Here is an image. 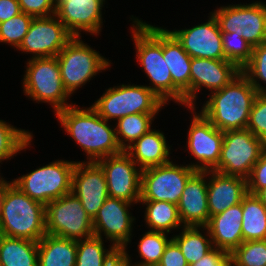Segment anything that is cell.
Returning a JSON list of instances; mask_svg holds the SVG:
<instances>
[{
  "label": "cell",
  "mask_w": 266,
  "mask_h": 266,
  "mask_svg": "<svg viewBox=\"0 0 266 266\" xmlns=\"http://www.w3.org/2000/svg\"><path fill=\"white\" fill-rule=\"evenodd\" d=\"M0 235L38 242L46 235L45 205L31 199L12 183L2 201Z\"/></svg>",
  "instance_id": "277c9868"
},
{
  "label": "cell",
  "mask_w": 266,
  "mask_h": 266,
  "mask_svg": "<svg viewBox=\"0 0 266 266\" xmlns=\"http://www.w3.org/2000/svg\"><path fill=\"white\" fill-rule=\"evenodd\" d=\"M163 57L172 77V101L190 107V66L192 58L182 44L163 28Z\"/></svg>",
  "instance_id": "44dd1931"
},
{
  "label": "cell",
  "mask_w": 266,
  "mask_h": 266,
  "mask_svg": "<svg viewBox=\"0 0 266 266\" xmlns=\"http://www.w3.org/2000/svg\"><path fill=\"white\" fill-rule=\"evenodd\" d=\"M192 113L187 133V148L191 158L197 160L188 164L196 171L213 170L220 160L224 132L217 129L195 107H188Z\"/></svg>",
  "instance_id": "4fadbf2b"
},
{
  "label": "cell",
  "mask_w": 266,
  "mask_h": 266,
  "mask_svg": "<svg viewBox=\"0 0 266 266\" xmlns=\"http://www.w3.org/2000/svg\"><path fill=\"white\" fill-rule=\"evenodd\" d=\"M21 12L33 17L55 15L56 0H18Z\"/></svg>",
  "instance_id": "60d3db41"
},
{
  "label": "cell",
  "mask_w": 266,
  "mask_h": 266,
  "mask_svg": "<svg viewBox=\"0 0 266 266\" xmlns=\"http://www.w3.org/2000/svg\"><path fill=\"white\" fill-rule=\"evenodd\" d=\"M246 128L258 137L266 147V94L256 96Z\"/></svg>",
  "instance_id": "f35d334b"
},
{
  "label": "cell",
  "mask_w": 266,
  "mask_h": 266,
  "mask_svg": "<svg viewBox=\"0 0 266 266\" xmlns=\"http://www.w3.org/2000/svg\"><path fill=\"white\" fill-rule=\"evenodd\" d=\"M208 211L211 216L217 215L242 202L248 193L247 179L225 175L220 172L207 171Z\"/></svg>",
  "instance_id": "603a6c76"
},
{
  "label": "cell",
  "mask_w": 266,
  "mask_h": 266,
  "mask_svg": "<svg viewBox=\"0 0 266 266\" xmlns=\"http://www.w3.org/2000/svg\"><path fill=\"white\" fill-rule=\"evenodd\" d=\"M77 240L46 234L38 241V266H75Z\"/></svg>",
  "instance_id": "484cf974"
},
{
  "label": "cell",
  "mask_w": 266,
  "mask_h": 266,
  "mask_svg": "<svg viewBox=\"0 0 266 266\" xmlns=\"http://www.w3.org/2000/svg\"><path fill=\"white\" fill-rule=\"evenodd\" d=\"M257 95V90L241 72L221 90L209 94L200 112L223 132L245 129Z\"/></svg>",
  "instance_id": "7a4b0ae2"
},
{
  "label": "cell",
  "mask_w": 266,
  "mask_h": 266,
  "mask_svg": "<svg viewBox=\"0 0 266 266\" xmlns=\"http://www.w3.org/2000/svg\"><path fill=\"white\" fill-rule=\"evenodd\" d=\"M167 233L148 230L138 243V253L141 261L134 263L138 266H157L166 246L172 240Z\"/></svg>",
  "instance_id": "836d02e7"
},
{
  "label": "cell",
  "mask_w": 266,
  "mask_h": 266,
  "mask_svg": "<svg viewBox=\"0 0 266 266\" xmlns=\"http://www.w3.org/2000/svg\"><path fill=\"white\" fill-rule=\"evenodd\" d=\"M226 60L242 70L251 60L253 47L243 38L242 33L221 32Z\"/></svg>",
  "instance_id": "e575fe53"
},
{
  "label": "cell",
  "mask_w": 266,
  "mask_h": 266,
  "mask_svg": "<svg viewBox=\"0 0 266 266\" xmlns=\"http://www.w3.org/2000/svg\"><path fill=\"white\" fill-rule=\"evenodd\" d=\"M12 184V181H7L4 179L1 174H0V211H1V206H2V201L4 194L6 192V189Z\"/></svg>",
  "instance_id": "bcb514c9"
},
{
  "label": "cell",
  "mask_w": 266,
  "mask_h": 266,
  "mask_svg": "<svg viewBox=\"0 0 266 266\" xmlns=\"http://www.w3.org/2000/svg\"><path fill=\"white\" fill-rule=\"evenodd\" d=\"M33 18L31 15L21 12L9 20L1 22L0 42L8 44L17 50L28 32Z\"/></svg>",
  "instance_id": "d590c367"
},
{
  "label": "cell",
  "mask_w": 266,
  "mask_h": 266,
  "mask_svg": "<svg viewBox=\"0 0 266 266\" xmlns=\"http://www.w3.org/2000/svg\"><path fill=\"white\" fill-rule=\"evenodd\" d=\"M144 207L145 224L150 231L164 232L171 234L172 230L180 229L183 226L178 206L165 201H139Z\"/></svg>",
  "instance_id": "f1b7e54d"
},
{
  "label": "cell",
  "mask_w": 266,
  "mask_h": 266,
  "mask_svg": "<svg viewBox=\"0 0 266 266\" xmlns=\"http://www.w3.org/2000/svg\"><path fill=\"white\" fill-rule=\"evenodd\" d=\"M0 266H38V242L0 235Z\"/></svg>",
  "instance_id": "4316f807"
},
{
  "label": "cell",
  "mask_w": 266,
  "mask_h": 266,
  "mask_svg": "<svg viewBox=\"0 0 266 266\" xmlns=\"http://www.w3.org/2000/svg\"><path fill=\"white\" fill-rule=\"evenodd\" d=\"M73 37L55 15L34 17L17 50L30 53L31 59L54 57Z\"/></svg>",
  "instance_id": "5bb4252c"
},
{
  "label": "cell",
  "mask_w": 266,
  "mask_h": 266,
  "mask_svg": "<svg viewBox=\"0 0 266 266\" xmlns=\"http://www.w3.org/2000/svg\"><path fill=\"white\" fill-rule=\"evenodd\" d=\"M158 113L129 114L115 122L116 139L122 151L147 133Z\"/></svg>",
  "instance_id": "4dcf8cb0"
},
{
  "label": "cell",
  "mask_w": 266,
  "mask_h": 266,
  "mask_svg": "<svg viewBox=\"0 0 266 266\" xmlns=\"http://www.w3.org/2000/svg\"><path fill=\"white\" fill-rule=\"evenodd\" d=\"M105 0H56L55 16L73 36L101 34Z\"/></svg>",
  "instance_id": "d6986e66"
},
{
  "label": "cell",
  "mask_w": 266,
  "mask_h": 266,
  "mask_svg": "<svg viewBox=\"0 0 266 266\" xmlns=\"http://www.w3.org/2000/svg\"><path fill=\"white\" fill-rule=\"evenodd\" d=\"M21 13L18 0H0V23Z\"/></svg>",
  "instance_id": "ee69618b"
},
{
  "label": "cell",
  "mask_w": 266,
  "mask_h": 266,
  "mask_svg": "<svg viewBox=\"0 0 266 266\" xmlns=\"http://www.w3.org/2000/svg\"><path fill=\"white\" fill-rule=\"evenodd\" d=\"M131 206L134 203L108 197L93 219L94 235L105 236L117 249H128L133 237L132 225L136 220L129 210Z\"/></svg>",
  "instance_id": "2e32d148"
},
{
  "label": "cell",
  "mask_w": 266,
  "mask_h": 266,
  "mask_svg": "<svg viewBox=\"0 0 266 266\" xmlns=\"http://www.w3.org/2000/svg\"><path fill=\"white\" fill-rule=\"evenodd\" d=\"M127 249H116L103 263V266H130Z\"/></svg>",
  "instance_id": "f6af8a7d"
},
{
  "label": "cell",
  "mask_w": 266,
  "mask_h": 266,
  "mask_svg": "<svg viewBox=\"0 0 266 266\" xmlns=\"http://www.w3.org/2000/svg\"><path fill=\"white\" fill-rule=\"evenodd\" d=\"M196 172L192 167L168 163L142 170L140 201H165L178 204L189 178Z\"/></svg>",
  "instance_id": "7c38bea8"
},
{
  "label": "cell",
  "mask_w": 266,
  "mask_h": 266,
  "mask_svg": "<svg viewBox=\"0 0 266 266\" xmlns=\"http://www.w3.org/2000/svg\"><path fill=\"white\" fill-rule=\"evenodd\" d=\"M81 37L74 36L56 56L64 88L70 96L112 64Z\"/></svg>",
  "instance_id": "52a82bcc"
},
{
  "label": "cell",
  "mask_w": 266,
  "mask_h": 266,
  "mask_svg": "<svg viewBox=\"0 0 266 266\" xmlns=\"http://www.w3.org/2000/svg\"><path fill=\"white\" fill-rule=\"evenodd\" d=\"M171 147L165 134L159 129L152 128L130 145L125 152L141 170H144L170 162Z\"/></svg>",
  "instance_id": "d4e9b609"
},
{
  "label": "cell",
  "mask_w": 266,
  "mask_h": 266,
  "mask_svg": "<svg viewBox=\"0 0 266 266\" xmlns=\"http://www.w3.org/2000/svg\"><path fill=\"white\" fill-rule=\"evenodd\" d=\"M241 72L258 94H266V41L253 48L251 60Z\"/></svg>",
  "instance_id": "8d00e7d4"
},
{
  "label": "cell",
  "mask_w": 266,
  "mask_h": 266,
  "mask_svg": "<svg viewBox=\"0 0 266 266\" xmlns=\"http://www.w3.org/2000/svg\"><path fill=\"white\" fill-rule=\"evenodd\" d=\"M255 195L266 206V188L260 189Z\"/></svg>",
  "instance_id": "7dc6e473"
},
{
  "label": "cell",
  "mask_w": 266,
  "mask_h": 266,
  "mask_svg": "<svg viewBox=\"0 0 266 266\" xmlns=\"http://www.w3.org/2000/svg\"><path fill=\"white\" fill-rule=\"evenodd\" d=\"M264 188H266V147L261 152L259 160L253 166L247 178L248 193L256 194Z\"/></svg>",
  "instance_id": "ab89813d"
},
{
  "label": "cell",
  "mask_w": 266,
  "mask_h": 266,
  "mask_svg": "<svg viewBox=\"0 0 266 266\" xmlns=\"http://www.w3.org/2000/svg\"><path fill=\"white\" fill-rule=\"evenodd\" d=\"M22 80L23 93L35 103H48L54 113L65 109L70 95L65 90L57 57L29 58Z\"/></svg>",
  "instance_id": "5b68a950"
},
{
  "label": "cell",
  "mask_w": 266,
  "mask_h": 266,
  "mask_svg": "<svg viewBox=\"0 0 266 266\" xmlns=\"http://www.w3.org/2000/svg\"><path fill=\"white\" fill-rule=\"evenodd\" d=\"M231 254L234 266H266V240L244 241Z\"/></svg>",
  "instance_id": "74e56055"
},
{
  "label": "cell",
  "mask_w": 266,
  "mask_h": 266,
  "mask_svg": "<svg viewBox=\"0 0 266 266\" xmlns=\"http://www.w3.org/2000/svg\"><path fill=\"white\" fill-rule=\"evenodd\" d=\"M209 15L205 23L194 25L192 28L169 31L191 58L226 59L218 22L211 12Z\"/></svg>",
  "instance_id": "ac0fdd59"
},
{
  "label": "cell",
  "mask_w": 266,
  "mask_h": 266,
  "mask_svg": "<svg viewBox=\"0 0 266 266\" xmlns=\"http://www.w3.org/2000/svg\"><path fill=\"white\" fill-rule=\"evenodd\" d=\"M241 70L226 59L213 60L192 58L190 66V107L196 108L199 91L204 88L210 93L221 90L229 84Z\"/></svg>",
  "instance_id": "ffe728a7"
},
{
  "label": "cell",
  "mask_w": 266,
  "mask_h": 266,
  "mask_svg": "<svg viewBox=\"0 0 266 266\" xmlns=\"http://www.w3.org/2000/svg\"><path fill=\"white\" fill-rule=\"evenodd\" d=\"M137 62L148 77L146 85L165 104L172 101V77L163 57V27L130 17Z\"/></svg>",
  "instance_id": "3957f363"
},
{
  "label": "cell",
  "mask_w": 266,
  "mask_h": 266,
  "mask_svg": "<svg viewBox=\"0 0 266 266\" xmlns=\"http://www.w3.org/2000/svg\"><path fill=\"white\" fill-rule=\"evenodd\" d=\"M55 115L61 128L86 154L87 162H97L122 152L115 126L109 125L110 121L102 118L91 105L81 108L74 103Z\"/></svg>",
  "instance_id": "6da1fadb"
},
{
  "label": "cell",
  "mask_w": 266,
  "mask_h": 266,
  "mask_svg": "<svg viewBox=\"0 0 266 266\" xmlns=\"http://www.w3.org/2000/svg\"><path fill=\"white\" fill-rule=\"evenodd\" d=\"M76 161L58 159L12 179V183L31 199L44 205L72 191Z\"/></svg>",
  "instance_id": "ba28073f"
},
{
  "label": "cell",
  "mask_w": 266,
  "mask_h": 266,
  "mask_svg": "<svg viewBox=\"0 0 266 266\" xmlns=\"http://www.w3.org/2000/svg\"><path fill=\"white\" fill-rule=\"evenodd\" d=\"M211 13L221 32L242 33L253 48L266 41V2L224 5Z\"/></svg>",
  "instance_id": "8fae6325"
},
{
  "label": "cell",
  "mask_w": 266,
  "mask_h": 266,
  "mask_svg": "<svg viewBox=\"0 0 266 266\" xmlns=\"http://www.w3.org/2000/svg\"><path fill=\"white\" fill-rule=\"evenodd\" d=\"M128 257H129V260L131 261V265L130 266H138V265L132 264L131 256L129 254H128Z\"/></svg>",
  "instance_id": "c3c4849f"
},
{
  "label": "cell",
  "mask_w": 266,
  "mask_h": 266,
  "mask_svg": "<svg viewBox=\"0 0 266 266\" xmlns=\"http://www.w3.org/2000/svg\"><path fill=\"white\" fill-rule=\"evenodd\" d=\"M93 220L109 197L104 170L97 162L76 161L72 191Z\"/></svg>",
  "instance_id": "e0dca14e"
},
{
  "label": "cell",
  "mask_w": 266,
  "mask_h": 266,
  "mask_svg": "<svg viewBox=\"0 0 266 266\" xmlns=\"http://www.w3.org/2000/svg\"><path fill=\"white\" fill-rule=\"evenodd\" d=\"M205 227L214 248L232 253L243 243L242 202L211 216Z\"/></svg>",
  "instance_id": "cb8c5ba5"
},
{
  "label": "cell",
  "mask_w": 266,
  "mask_h": 266,
  "mask_svg": "<svg viewBox=\"0 0 266 266\" xmlns=\"http://www.w3.org/2000/svg\"><path fill=\"white\" fill-rule=\"evenodd\" d=\"M46 234L80 240L94 235L93 220L71 192L45 205Z\"/></svg>",
  "instance_id": "9c48e42d"
},
{
  "label": "cell",
  "mask_w": 266,
  "mask_h": 266,
  "mask_svg": "<svg viewBox=\"0 0 266 266\" xmlns=\"http://www.w3.org/2000/svg\"><path fill=\"white\" fill-rule=\"evenodd\" d=\"M190 266H234L231 253L213 248L206 256Z\"/></svg>",
  "instance_id": "b9f144b4"
},
{
  "label": "cell",
  "mask_w": 266,
  "mask_h": 266,
  "mask_svg": "<svg viewBox=\"0 0 266 266\" xmlns=\"http://www.w3.org/2000/svg\"><path fill=\"white\" fill-rule=\"evenodd\" d=\"M97 163L104 170L109 197L138 205L142 170L132 158L122 151L119 154L102 158Z\"/></svg>",
  "instance_id": "9a60e30c"
},
{
  "label": "cell",
  "mask_w": 266,
  "mask_h": 266,
  "mask_svg": "<svg viewBox=\"0 0 266 266\" xmlns=\"http://www.w3.org/2000/svg\"><path fill=\"white\" fill-rule=\"evenodd\" d=\"M242 235L243 242L266 240V206L255 194L242 199Z\"/></svg>",
  "instance_id": "f546056e"
},
{
  "label": "cell",
  "mask_w": 266,
  "mask_h": 266,
  "mask_svg": "<svg viewBox=\"0 0 266 266\" xmlns=\"http://www.w3.org/2000/svg\"><path fill=\"white\" fill-rule=\"evenodd\" d=\"M33 140V133L17 129L9 122L0 119V163L11 160L24 149H28Z\"/></svg>",
  "instance_id": "1f68e13d"
},
{
  "label": "cell",
  "mask_w": 266,
  "mask_h": 266,
  "mask_svg": "<svg viewBox=\"0 0 266 266\" xmlns=\"http://www.w3.org/2000/svg\"><path fill=\"white\" fill-rule=\"evenodd\" d=\"M105 249L104 239L95 235L77 240L75 266H103V263L117 249L113 244Z\"/></svg>",
  "instance_id": "d6a6232c"
},
{
  "label": "cell",
  "mask_w": 266,
  "mask_h": 266,
  "mask_svg": "<svg viewBox=\"0 0 266 266\" xmlns=\"http://www.w3.org/2000/svg\"><path fill=\"white\" fill-rule=\"evenodd\" d=\"M172 240L179 246L189 266L214 248L207 228L202 226H184L179 234L172 235Z\"/></svg>",
  "instance_id": "83f0119b"
},
{
  "label": "cell",
  "mask_w": 266,
  "mask_h": 266,
  "mask_svg": "<svg viewBox=\"0 0 266 266\" xmlns=\"http://www.w3.org/2000/svg\"><path fill=\"white\" fill-rule=\"evenodd\" d=\"M264 148L247 128L224 131L220 160L213 170L247 179Z\"/></svg>",
  "instance_id": "30bf717a"
},
{
  "label": "cell",
  "mask_w": 266,
  "mask_h": 266,
  "mask_svg": "<svg viewBox=\"0 0 266 266\" xmlns=\"http://www.w3.org/2000/svg\"><path fill=\"white\" fill-rule=\"evenodd\" d=\"M165 105L146 85L122 84L105 89L91 106L111 122L129 114L159 113Z\"/></svg>",
  "instance_id": "8992f818"
},
{
  "label": "cell",
  "mask_w": 266,
  "mask_h": 266,
  "mask_svg": "<svg viewBox=\"0 0 266 266\" xmlns=\"http://www.w3.org/2000/svg\"><path fill=\"white\" fill-rule=\"evenodd\" d=\"M183 226L205 227L209 221L207 171H196L187 181L177 204Z\"/></svg>",
  "instance_id": "7402d4cb"
},
{
  "label": "cell",
  "mask_w": 266,
  "mask_h": 266,
  "mask_svg": "<svg viewBox=\"0 0 266 266\" xmlns=\"http://www.w3.org/2000/svg\"><path fill=\"white\" fill-rule=\"evenodd\" d=\"M157 266H189L179 246L171 240Z\"/></svg>",
  "instance_id": "7bdbcfd3"
}]
</instances>
